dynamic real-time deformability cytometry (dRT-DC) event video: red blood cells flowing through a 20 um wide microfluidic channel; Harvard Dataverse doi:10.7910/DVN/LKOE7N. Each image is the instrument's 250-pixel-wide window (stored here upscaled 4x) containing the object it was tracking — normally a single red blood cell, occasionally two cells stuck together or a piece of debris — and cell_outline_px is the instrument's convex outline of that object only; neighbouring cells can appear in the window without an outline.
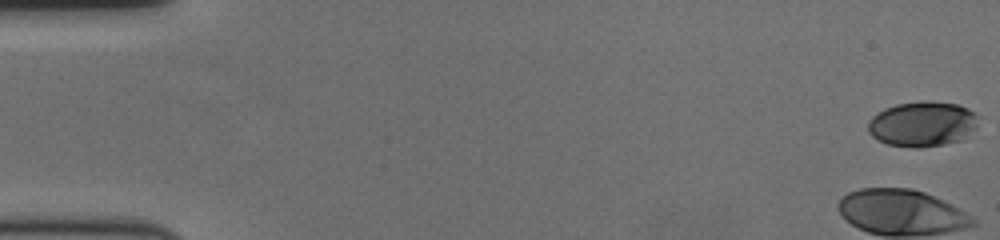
{"species": "human", "species_latin": "Homo sapiens", "temperature_condition": "cold", "stored_images_in_passage": 47, "camera_frame_rate_fps": 3000, "um_per_image_px": 0.085, "donor": {"sex": "female"}, "frame": {"image": 1, "passage_image": 1, "time_ms": 0.0, "image_size_px": [1000, 240], "cell_outline_px": [[976, 128], [964, 140], [944, 144], [916, 148], [888, 144], [872, 136], [868, 132], [868, 120], [872, 116], [884, 108], [896, 104], [920, 100], [932, 100], [960, 104], [968, 108], [976, 116]], "centroid_in_image_um": [78.41, 10.52], "position_along_channel_um": 6.6, "area_um2": 29.36}, "authors_computed_cell_mechanics": {"area_um2": 36.8186, "velocity_mm_per_s": 3.4376, "shape_relaxation_time_tau1_ms": 1.672, "shape_relaxation_time_tau2_ms": null, "deformation_change_tau1": 0.2959, "deformation_change_tau2": null}}